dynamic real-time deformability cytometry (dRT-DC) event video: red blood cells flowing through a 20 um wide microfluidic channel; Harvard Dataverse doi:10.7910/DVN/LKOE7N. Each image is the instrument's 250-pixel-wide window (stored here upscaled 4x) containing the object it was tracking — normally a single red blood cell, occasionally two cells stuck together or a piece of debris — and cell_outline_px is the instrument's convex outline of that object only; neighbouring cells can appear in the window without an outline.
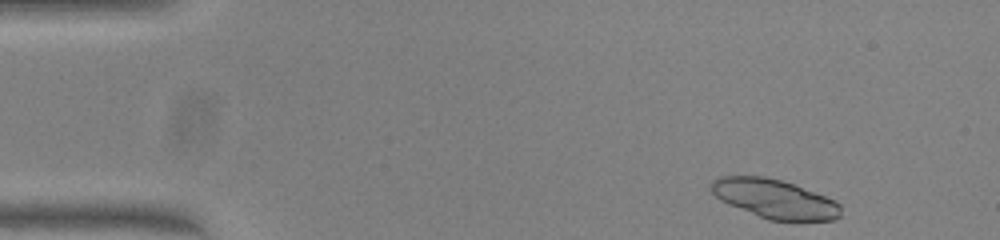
{"species": "common noctule bat (a hibernating species)", "species_latin": "Nyctalus noctula", "temperature_condition": "warm", "stored_images_in_passage": 46, "camera_frame_rate_fps": 3000, "um_per_image_px": 0.085, "animal": {"sex": "female", "body_mass_g": 23.0, "forearm_length_mm": 53.4}, "frame": {"image": 1, "passage_image": 1, "time_ms": 0.0, "image_size_px": [1000, 240], "cell_outline_px": [[840, 216], [832, 220], [768, 220], [728, 204], [720, 200], [708, 188], [712, 180], [720, 176], [764, 176], [780, 180], [792, 184], [824, 196], [840, 204]], "centroid_in_image_um": [65.77, 16.89], "position_along_channel_um": 19.2, "area_um2": 29.13}, "authors_computed_cell_mechanics": {"area_um2": 19.0162, "velocity_mm_per_s": 4.0121, "shape_relaxation_time_tau1_ms": 1.4512, "shape_relaxation_time_tau2_ms": null, "deformation_change_tau1": 0.05, "deformation_change_tau2": null}}